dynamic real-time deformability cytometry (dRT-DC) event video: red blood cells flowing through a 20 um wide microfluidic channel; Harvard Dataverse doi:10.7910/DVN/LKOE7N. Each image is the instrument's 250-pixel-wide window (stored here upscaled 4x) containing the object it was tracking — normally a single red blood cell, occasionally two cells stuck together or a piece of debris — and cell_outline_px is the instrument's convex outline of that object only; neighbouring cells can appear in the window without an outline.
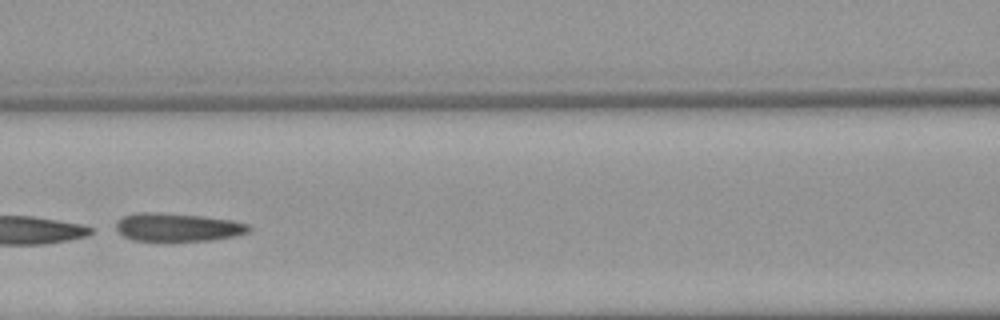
{"species": "Egyptian fruit bat (a non-hibernating species)", "species_latin": "Rousettus aegyptiacus", "temperature_condition": "warm", "stored_images_in_passage": 5, "camera_frame_rate_fps": 3000, "um_per_image_px": 0.085, "animal": {"sex": "female"}, "frame": {"image": 1, "passage_image": 5, "time_ms": 4.667, "image_size_px": [1000, 320], "cell_outline_px": [[252, 228], [248, 232], [232, 236], [212, 240], [168, 244], [132, 240], [124, 236], [116, 228], [116, 224], [124, 216], [136, 212], [160, 212], [204, 216], [232, 220], [248, 224]], "centroid_in_image_um": [15.09, 19.36], "position_along_channel_um": 151.5, "area_um2": 22.77}}